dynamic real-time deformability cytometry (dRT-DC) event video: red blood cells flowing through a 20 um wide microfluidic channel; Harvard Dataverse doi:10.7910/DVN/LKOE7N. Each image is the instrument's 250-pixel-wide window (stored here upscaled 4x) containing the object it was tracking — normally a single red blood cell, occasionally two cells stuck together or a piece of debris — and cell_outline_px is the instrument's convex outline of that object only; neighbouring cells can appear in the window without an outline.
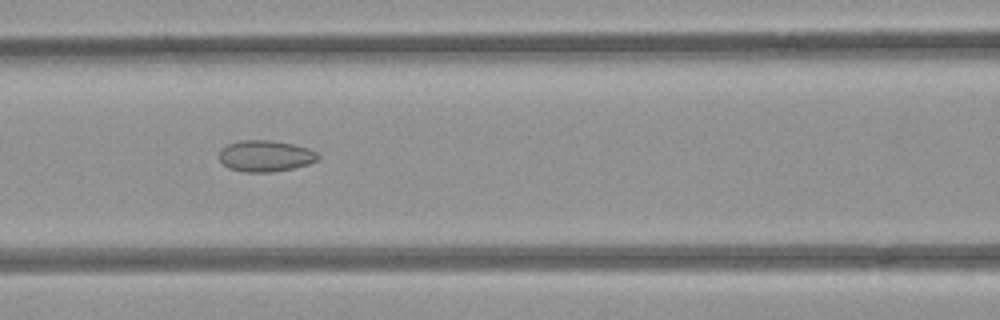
{"species": "common noctule bat (a hibernating species)", "species_latin": "Nyctalus noctula", "temperature_condition": "room temperature", "stored_images_in_passage": 31, "camera_frame_rate_fps": 3000, "um_per_image_px": 0.085, "animal": {"sex": "female", "body_mass_g": 21.9}, "frame": {"image": 1, "passage_image": 11, "time_ms": 3.333, "image_size_px": [1000, 320], "cell_outline_px": [[320, 160], [308, 164], [292, 168], [272, 172], [244, 172], [228, 168], [220, 160], [220, 152], [228, 144], [240, 140], [272, 140], [292, 144], [308, 148], [316, 152], [320, 156]], "centroid_in_image_um": [22.59, 13.26], "position_along_channel_um": 144.0, "area_um2": 17.98}}
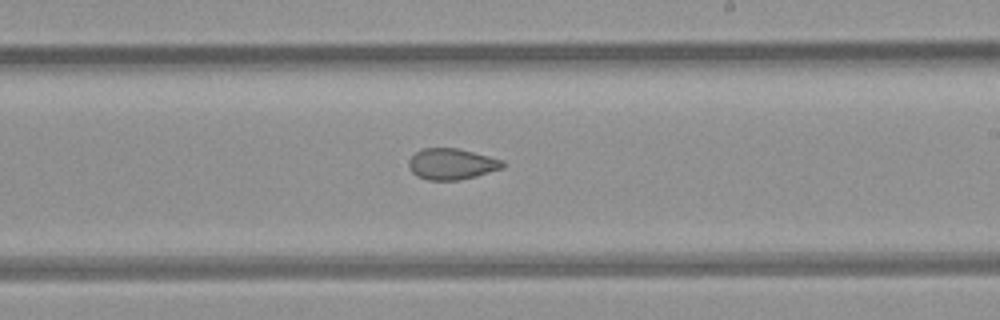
{"frame": {"image": 2, "passage_image": 19, "time_ms": 6.0, "image_size_px": [1000, 320], "cell_outline_px": [[504, 168], [476, 176], [460, 180], [428, 180], [416, 176], [412, 172], [408, 164], [408, 160], [416, 152], [424, 148], [456, 148], [504, 160]], "centroid_in_image_um": [38.39, 13.95], "position_along_channel_um": 250.6, "area_um2": 16.99}}
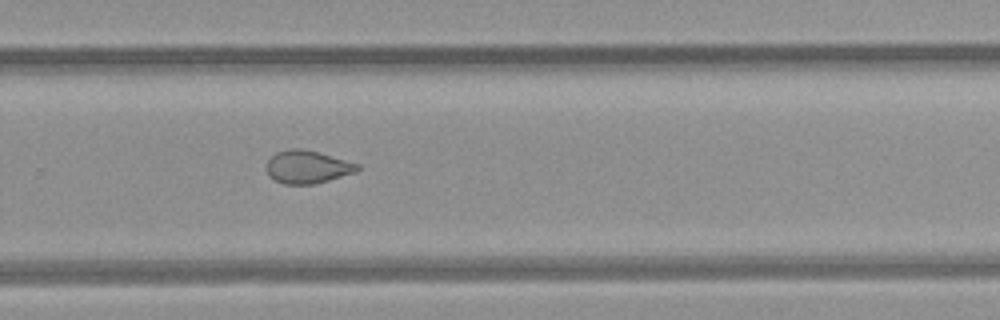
{"frame": {"image": 3, "passage_image": 23, "time_ms": 7.333, "image_size_px": [1000, 320], "cell_outline_px": [[360, 168], [356, 172], [328, 180], [312, 184], [284, 184], [268, 176], [268, 160], [276, 152], [288, 148], [300, 148], [316, 152], [360, 164]], "centroid_in_image_um": [26.13, 14.18], "position_along_channel_um": 303.7, "area_um2": 17.17}}